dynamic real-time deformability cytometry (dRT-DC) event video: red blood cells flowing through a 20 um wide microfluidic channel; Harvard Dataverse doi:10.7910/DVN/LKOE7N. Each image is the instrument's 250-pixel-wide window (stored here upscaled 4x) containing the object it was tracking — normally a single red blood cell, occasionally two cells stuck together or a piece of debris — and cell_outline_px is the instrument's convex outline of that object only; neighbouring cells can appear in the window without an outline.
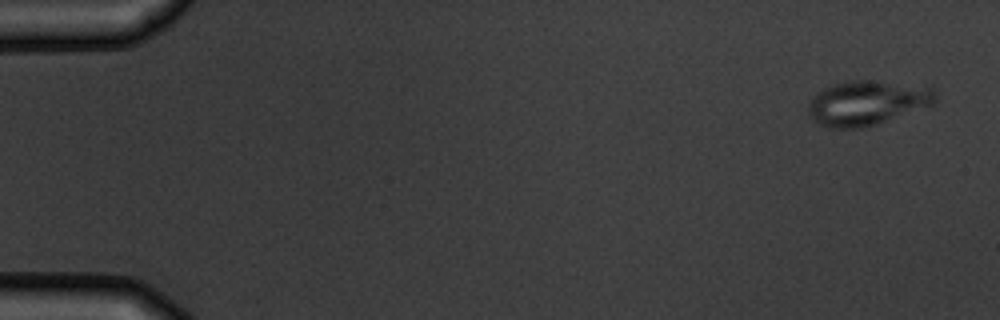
{"species": "common noctule bat (a hibernating species)", "species_latin": "Nyctalus noctula", "temperature_condition": "warm", "stored_images_in_passage": 4, "camera_frame_rate_fps": 3000, "um_per_image_px": 0.085, "animal": {"sex": "male", "body_mass_g": 19.5, "forearm_length_mm": 54.6}, "frame": {"image": 1, "passage_image": 1, "time_ms": 0.0, "image_size_px": [1000, 320], "cell_outline_px": [[936, 100], [928, 108], [860, 128], [828, 128], [812, 120], [808, 116], [808, 104], [812, 96], [816, 92], [832, 84], [848, 80], [880, 80], [932, 88], [936, 96]], "centroid_in_image_um": [73.67, 8.74], "position_along_channel_um": 11.3, "area_um2": 33.35}}